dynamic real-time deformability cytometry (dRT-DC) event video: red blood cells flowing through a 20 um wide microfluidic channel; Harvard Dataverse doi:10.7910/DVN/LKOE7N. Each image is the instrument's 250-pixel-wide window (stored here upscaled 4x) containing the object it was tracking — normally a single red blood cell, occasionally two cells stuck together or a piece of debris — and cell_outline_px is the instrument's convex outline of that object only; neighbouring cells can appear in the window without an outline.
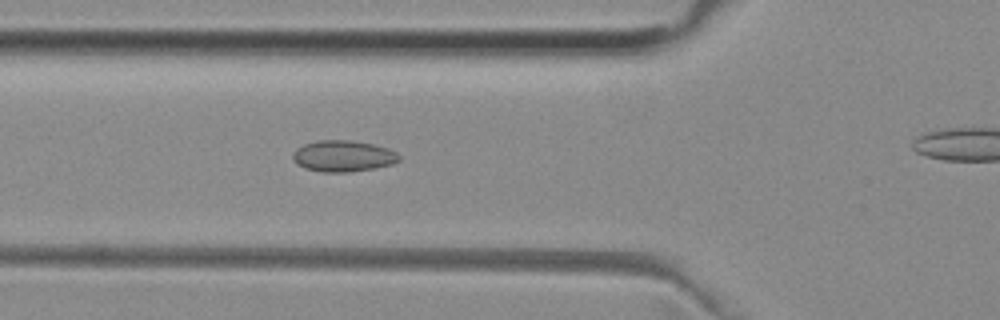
{"species": "common noctule bat (a hibernating species)", "species_latin": "Nyctalus noctula", "temperature_condition": "room temperature", "stored_images_in_passage": 27, "camera_frame_rate_fps": 3000, "um_per_image_px": 0.085, "animal": {"sex": "female", "body_mass_g": 29.2, "forearm_length_mm": 56.3}, "frame": {"image": 1, "passage_image": 3, "time_ms": 0.667, "image_size_px": [1000, 320], "cell_outline_px": [[400, 160], [392, 164], [372, 168], [348, 172], [320, 172], [304, 168], [296, 164], [292, 160], [292, 152], [296, 148], [304, 144], [316, 140], [352, 140], [372, 144], [388, 148], [396, 152], [400, 156]], "centroid_in_image_um": [29.12, 13.26], "position_along_channel_um": 96.7, "area_um2": 19.54}}
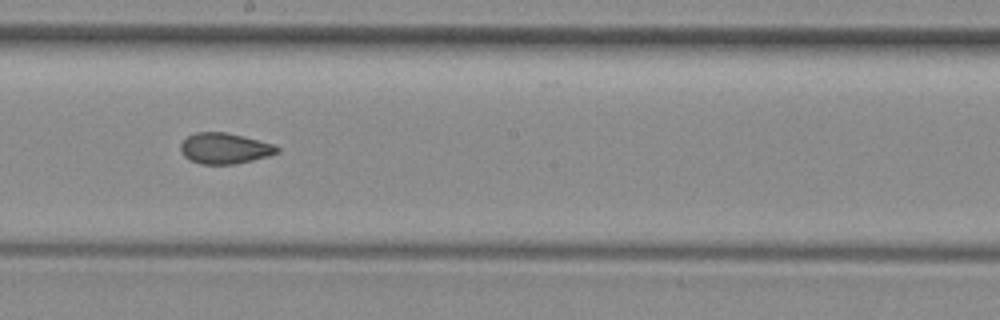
{"frame": {"image": 2, "passage_image": 13, "time_ms": 4.0, "image_size_px": [1000, 320], "cell_outline_px": [[280, 152], [268, 156], [236, 164], [200, 164], [188, 160], [180, 152], [180, 144], [188, 136], [196, 132], [228, 132], [276, 144], [280, 148]], "centroid_in_image_um": [19.11, 12.61], "position_along_channel_um": 229.1, "area_um2": 17.63}}
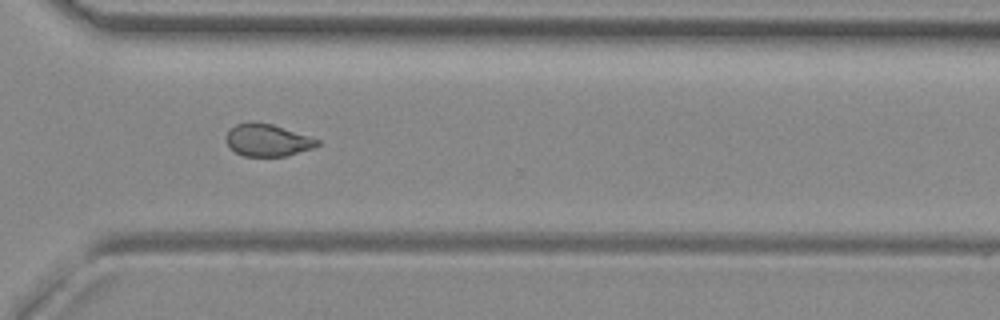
{"frame": {"image": 3, "passage_image": 22, "time_ms": 7.0, "image_size_px": [1000, 320], "cell_outline_px": [[320, 144], [312, 148], [284, 156], [244, 156], [236, 152], [224, 140], [228, 132], [236, 124], [252, 120], [272, 124], [320, 140]], "centroid_in_image_um": [22.71, 11.9], "position_along_channel_um": 347.9, "area_um2": 16.99}}